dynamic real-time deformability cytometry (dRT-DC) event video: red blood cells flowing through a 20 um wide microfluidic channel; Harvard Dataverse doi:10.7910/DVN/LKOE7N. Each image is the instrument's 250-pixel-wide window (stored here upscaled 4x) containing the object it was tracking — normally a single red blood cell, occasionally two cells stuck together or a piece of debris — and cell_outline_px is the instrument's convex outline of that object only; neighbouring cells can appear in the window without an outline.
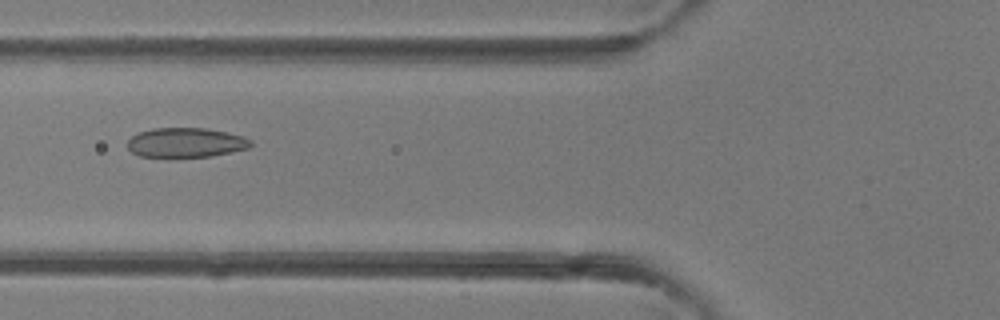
{"species": "common noctule bat (a hibernating species)", "species_latin": "Nyctalus noctula", "temperature_condition": "room temperature", "stored_images_in_passage": 5, "camera_frame_rate_fps": 3000, "um_per_image_px": 0.085, "animal": {"sex": "female"}, "frame": {"image": 1, "passage_image": 5, "time_ms": 5.333, "image_size_px": [1000, 320], "cell_outline_px": [[252, 144], [248, 148], [232, 152], [212, 156], [140, 156], [132, 152], [128, 148], [128, 140], [136, 132], [152, 128], [204, 128], [228, 132], [244, 136], [252, 140]], "centroid_in_image_um": [15.81, 12.1], "position_along_channel_um": 110.0, "area_um2": 21.21}}